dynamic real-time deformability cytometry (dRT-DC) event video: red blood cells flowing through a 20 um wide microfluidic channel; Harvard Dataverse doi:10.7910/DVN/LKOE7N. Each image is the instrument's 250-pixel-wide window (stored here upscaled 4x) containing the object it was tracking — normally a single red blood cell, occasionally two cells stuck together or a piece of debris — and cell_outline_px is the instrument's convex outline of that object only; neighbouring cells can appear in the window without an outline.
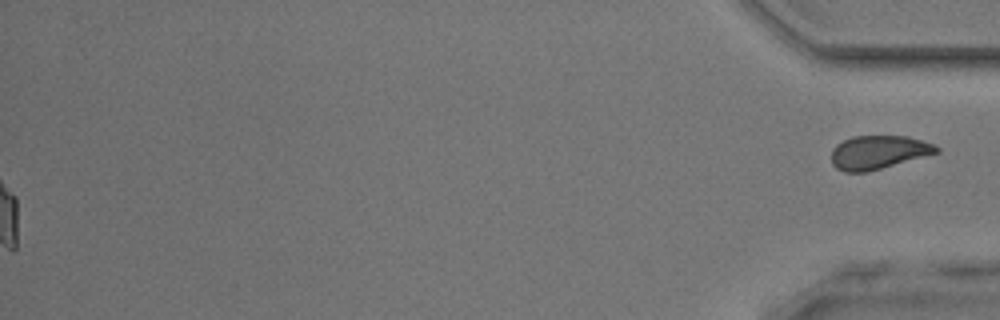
{"species": "common noctule bat (a hibernating species)", "species_latin": "Nyctalus noctula", "temperature_condition": "room temperature", "stored_images_in_passage": 45, "segment_of_instrument_passage": [2, 2], "camera_frame_rate_fps": 3000, "um_per_image_px": 0.085, "animal": {"sex": "male", "body_mass_g": 17.9, "forearm_length_mm": 54.2}, "frame": {"image": 1, "passage_image": 45, "time_ms": 14.667, "image_size_px": [1000, 320], "cell_outline_px": [[940, 152], [868, 172], [844, 172], [836, 168], [832, 164], [832, 148], [836, 144], [852, 136], [908, 136], [932, 144], [940, 148]], "centroid_in_image_um": [74.64, 12.95], "position_along_channel_um": 360.6, "area_um2": 20.58}}